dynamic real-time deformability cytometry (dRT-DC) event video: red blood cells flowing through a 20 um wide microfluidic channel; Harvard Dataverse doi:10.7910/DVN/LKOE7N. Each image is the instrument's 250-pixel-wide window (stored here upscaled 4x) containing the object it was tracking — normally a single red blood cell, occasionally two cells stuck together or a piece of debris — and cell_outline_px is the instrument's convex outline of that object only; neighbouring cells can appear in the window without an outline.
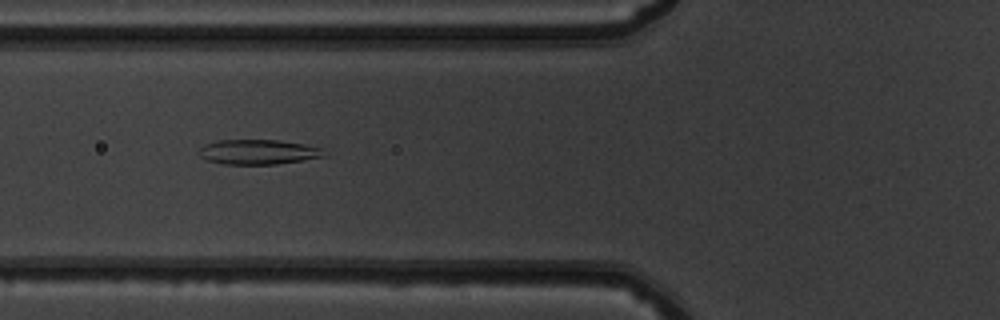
{"species": "common noctule bat (a hibernating species)", "species_latin": "Nyctalus noctula", "temperature_condition": "warm", "stored_images_in_passage": 38, "camera_frame_rate_fps": 3000, "um_per_image_px": 0.085, "animal": {"sex": "male", "body_mass_g": 19.5, "forearm_length_mm": 54.6}, "frame": {"image": 1, "passage_image": 19, "time_ms": 6.0, "image_size_px": [1000, 320], "cell_outline_px": [[324, 156], [276, 164], [224, 164], [208, 160], [200, 156], [196, 152], [204, 144], [216, 140], [276, 140], [304, 144], [324, 148]], "centroid_in_image_um": [21.9, 12.91], "position_along_channel_um": 103.9, "area_um2": 18.03}}
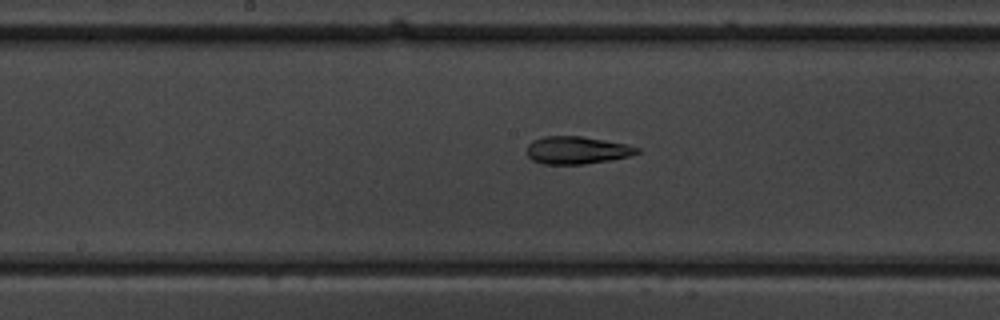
{"frame": {"image": 2, "passage_image": 26, "time_ms": 8.333, "image_size_px": [1000, 320], "cell_outline_px": [[640, 152], [632, 156], [584, 164], [544, 164], [532, 160], [528, 156], [528, 144], [532, 140], [544, 136], [580, 136], [628, 144], [640, 148]], "centroid_in_image_um": [49.06, 12.76], "position_along_channel_um": 199.1, "area_um2": 17.74}}
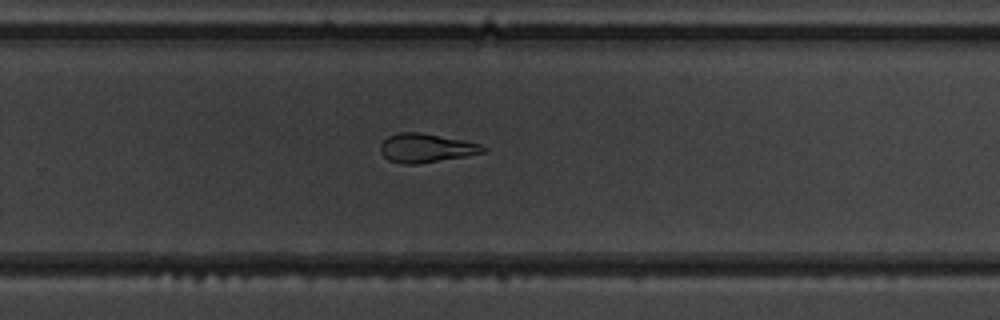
{"frame": {"image": 3, "passage_image": 33, "time_ms": 10.667, "image_size_px": [1000, 320], "cell_outline_px": [[488, 148], [484, 152], [464, 156], [416, 164], [400, 164], [388, 160], [380, 152], [380, 144], [388, 136], [400, 132], [420, 132], [480, 144]], "centroid_in_image_um": [36.16, 12.58], "position_along_channel_um": 293.6, "area_um2": 17.05}}